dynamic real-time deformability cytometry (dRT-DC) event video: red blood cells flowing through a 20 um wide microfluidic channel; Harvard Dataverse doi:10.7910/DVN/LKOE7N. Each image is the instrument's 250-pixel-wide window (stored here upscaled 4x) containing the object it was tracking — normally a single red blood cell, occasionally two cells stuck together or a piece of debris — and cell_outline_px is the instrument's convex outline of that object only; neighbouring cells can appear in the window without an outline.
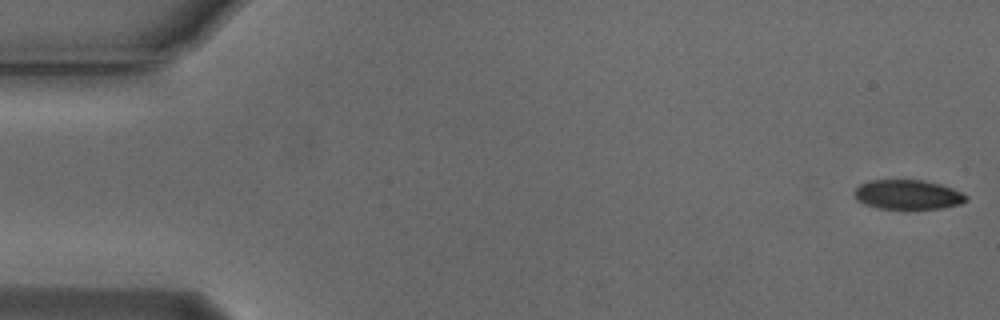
{"species": "Egyptian fruit bat (a non-hibernating species)", "species_latin": "Rousettus aegyptiacus", "temperature_condition": "cold", "stored_images_in_passage": 54, "camera_frame_rate_fps": 3000, "um_per_image_px": 0.085, "animal": {"sex": "male"}, "frame": {"image": 1, "passage_image": 1, "time_ms": 0.0, "image_size_px": [1000, 320], "cell_outline_px": [[968, 200], [960, 204], [940, 208], [876, 208], [864, 204], [856, 200], [852, 192], [860, 184], [868, 180], [924, 180], [940, 184], [952, 188], [968, 196]], "centroid_in_image_um": [77.12, 16.53], "position_along_channel_um": 7.9, "area_um2": 19.25}}
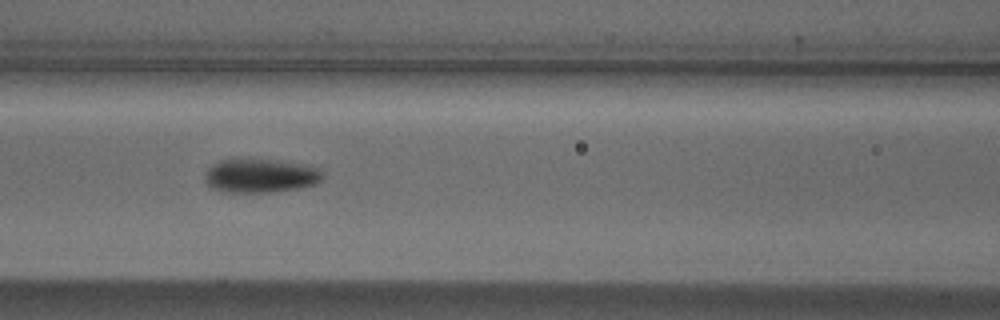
{"frame": {"image": 2, "passage_image": 23, "time_ms": 7.333, "image_size_px": [1000, 320], "cell_outline_px": [[324, 176], [316, 184], [296, 188], [272, 192], [224, 192], [212, 188], [204, 180], [204, 172], [212, 164], [220, 160], [268, 160], [300, 164], [320, 168]], "centroid_in_image_um": [22.1, 14.95], "position_along_channel_um": 144.5, "area_um2": 22.95}}
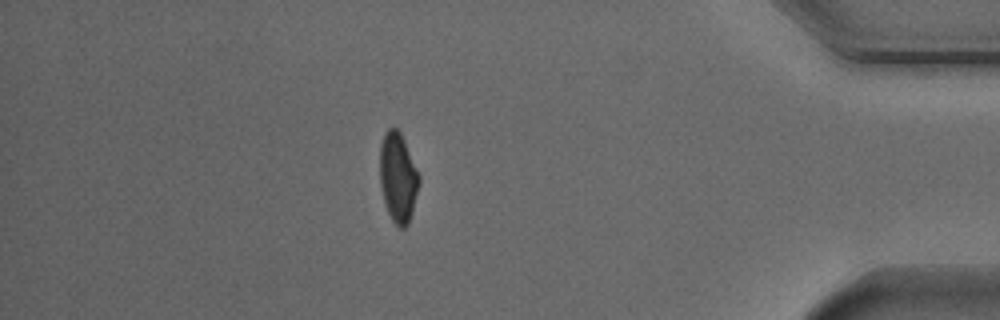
{"frame": {"image": 3, "passage_image": 47, "time_ms": 15.333, "image_size_px": [1000, 320], "cell_outline_px": [[420, 180], [412, 212], [408, 224], [404, 228], [400, 228], [392, 220], [388, 212], [384, 200], [380, 184], [380, 144], [384, 132], [388, 128], [396, 128], [400, 132], [404, 140], [420, 176]], "centroid_in_image_um": [33.82, 15.06], "position_along_channel_um": 401.4, "area_um2": 20.35}, "authors_computed_cell_mechanics": {"area_um2": 21.386, "velocity_mm_per_s": 3.7602, "shape_relaxation_time_tau1_ms": 3.3941, "shape_relaxation_time_tau2_ms": 6.0529, "deformation_change_tau1": 0.1146, "deformation_change_tau2": 0.0734}}